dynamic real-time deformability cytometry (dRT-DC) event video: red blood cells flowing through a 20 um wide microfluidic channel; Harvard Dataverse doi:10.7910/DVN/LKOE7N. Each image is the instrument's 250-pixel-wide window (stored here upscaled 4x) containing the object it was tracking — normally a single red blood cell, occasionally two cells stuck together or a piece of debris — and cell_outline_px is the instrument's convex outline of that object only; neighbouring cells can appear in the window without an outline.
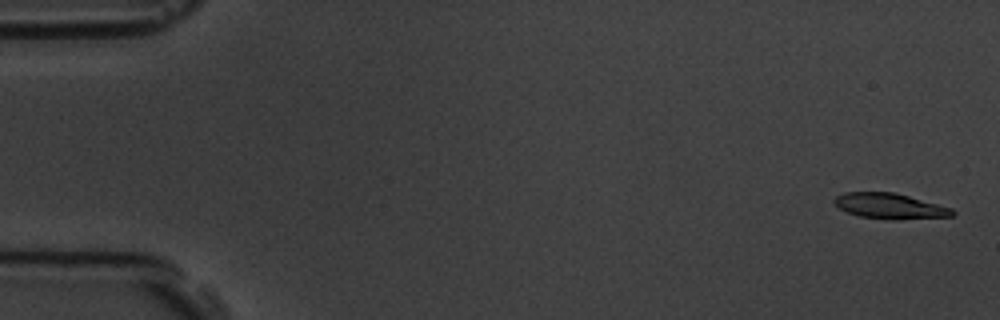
{"species": "common noctule bat (a hibernating species)", "species_latin": "Nyctalus noctula", "temperature_condition": "room temperature", "stored_images_in_passage": 57, "camera_frame_rate_fps": 3000, "um_per_image_px": 0.085, "animal": {"sex": "male", "body_mass_g": 19.5, "forearm_length_mm": 54.6}, "frame": {"image": 1, "passage_image": 2, "time_ms": 0.333, "image_size_px": [1000, 320], "cell_outline_px": [[956, 212], [952, 216], [896, 220], [892, 220], [860, 216], [848, 212], [840, 208], [832, 200], [836, 196], [844, 192], [896, 192], [952, 208]], "centroid_in_image_um": [75.66, 17.51], "position_along_channel_um": 9.3, "area_um2": 17.57}}
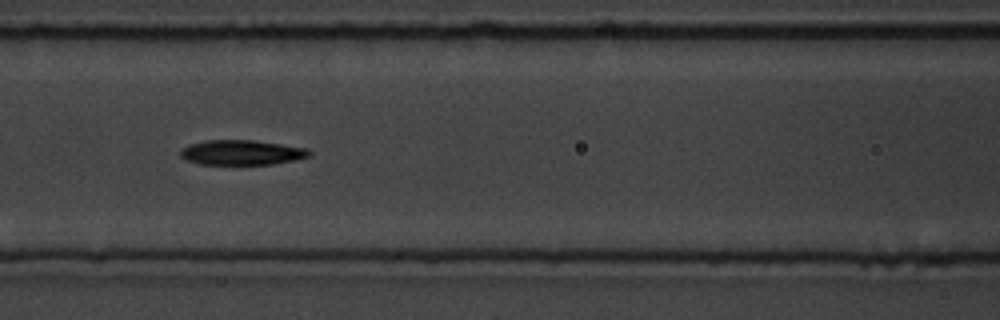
{"frame": {"image": 2, "passage_image": 25, "time_ms": 8.0, "image_size_px": [1000, 320], "cell_outline_px": [[312, 152], [308, 156], [296, 160], [272, 164], [200, 164], [188, 160], [180, 156], [180, 148], [188, 144], [208, 140], [252, 140], [308, 148]], "centroid_in_image_um": [20.53, 12.96], "position_along_channel_um": 146.1, "area_um2": 18.67}}
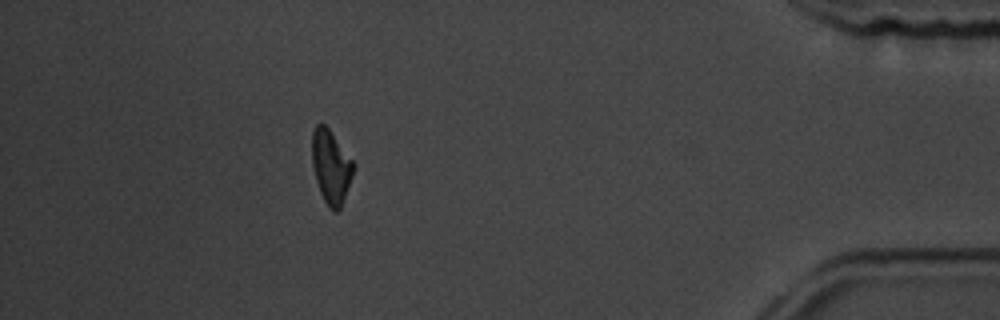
{"frame": {"image": 3, "passage_image": 51, "time_ms": 16.667, "image_size_px": [1000, 320], "cell_outline_px": [[356, 168], [340, 208], [336, 212], [332, 212], [328, 208], [320, 192], [316, 180], [312, 164], [312, 132], [316, 124], [324, 124], [328, 128], [356, 164]], "centroid_in_image_um": [28.14, 14.19], "position_along_channel_um": 407.1, "area_um2": 17.86}, "authors_computed_cell_mechanics": {"area_um2": 18.6694, "velocity_mm_per_s": 3.6101, "shape_relaxation_time_tau1_ms": 3.2464, "shape_relaxation_time_tau2_ms": null, "deformation_change_tau1": 0.1927, "deformation_change_tau2": null}}